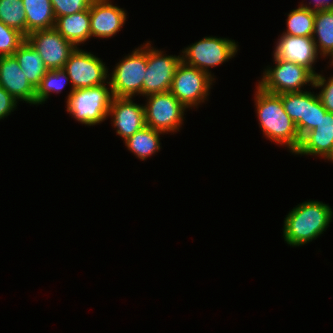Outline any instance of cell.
<instances>
[{"instance_id":"cell-1","label":"cell","mask_w":333,"mask_h":333,"mask_svg":"<svg viewBox=\"0 0 333 333\" xmlns=\"http://www.w3.org/2000/svg\"><path fill=\"white\" fill-rule=\"evenodd\" d=\"M255 105L259 125L270 141L285 145L290 152L295 153L300 144L295 123L287 115L282 104V94H272L257 85Z\"/></svg>"},{"instance_id":"cell-2","label":"cell","mask_w":333,"mask_h":333,"mask_svg":"<svg viewBox=\"0 0 333 333\" xmlns=\"http://www.w3.org/2000/svg\"><path fill=\"white\" fill-rule=\"evenodd\" d=\"M333 212L328 204L305 201L286 215L283 236L290 246L305 245L318 238L332 221Z\"/></svg>"},{"instance_id":"cell-3","label":"cell","mask_w":333,"mask_h":333,"mask_svg":"<svg viewBox=\"0 0 333 333\" xmlns=\"http://www.w3.org/2000/svg\"><path fill=\"white\" fill-rule=\"evenodd\" d=\"M112 89L106 84L75 89L67 96V112L82 124L93 126L109 116L113 99Z\"/></svg>"},{"instance_id":"cell-4","label":"cell","mask_w":333,"mask_h":333,"mask_svg":"<svg viewBox=\"0 0 333 333\" xmlns=\"http://www.w3.org/2000/svg\"><path fill=\"white\" fill-rule=\"evenodd\" d=\"M109 84L114 97L142 95L143 78L147 66V44L132 51L116 64Z\"/></svg>"},{"instance_id":"cell-5","label":"cell","mask_w":333,"mask_h":333,"mask_svg":"<svg viewBox=\"0 0 333 333\" xmlns=\"http://www.w3.org/2000/svg\"><path fill=\"white\" fill-rule=\"evenodd\" d=\"M237 49L238 45L233 40L209 36L184 48L181 60L212 76L208 68L228 62L235 56Z\"/></svg>"},{"instance_id":"cell-6","label":"cell","mask_w":333,"mask_h":333,"mask_svg":"<svg viewBox=\"0 0 333 333\" xmlns=\"http://www.w3.org/2000/svg\"><path fill=\"white\" fill-rule=\"evenodd\" d=\"M213 80L210 74L181 61L175 70L169 91L187 109L198 106L207 99Z\"/></svg>"},{"instance_id":"cell-7","label":"cell","mask_w":333,"mask_h":333,"mask_svg":"<svg viewBox=\"0 0 333 333\" xmlns=\"http://www.w3.org/2000/svg\"><path fill=\"white\" fill-rule=\"evenodd\" d=\"M274 68H267L258 86L272 94L302 92L307 83L313 85L314 75L304 66L274 57Z\"/></svg>"},{"instance_id":"cell-8","label":"cell","mask_w":333,"mask_h":333,"mask_svg":"<svg viewBox=\"0 0 333 333\" xmlns=\"http://www.w3.org/2000/svg\"><path fill=\"white\" fill-rule=\"evenodd\" d=\"M145 124L157 131L177 132L181 128L186 108L170 92L154 93L145 96Z\"/></svg>"},{"instance_id":"cell-9","label":"cell","mask_w":333,"mask_h":333,"mask_svg":"<svg viewBox=\"0 0 333 333\" xmlns=\"http://www.w3.org/2000/svg\"><path fill=\"white\" fill-rule=\"evenodd\" d=\"M63 70L70 79L71 91L105 84L108 69L95 55L78 47L66 61Z\"/></svg>"},{"instance_id":"cell-10","label":"cell","mask_w":333,"mask_h":333,"mask_svg":"<svg viewBox=\"0 0 333 333\" xmlns=\"http://www.w3.org/2000/svg\"><path fill=\"white\" fill-rule=\"evenodd\" d=\"M163 53L147 42V68L143 78L142 96L170 90L175 70L182 60L181 55L166 56Z\"/></svg>"},{"instance_id":"cell-11","label":"cell","mask_w":333,"mask_h":333,"mask_svg":"<svg viewBox=\"0 0 333 333\" xmlns=\"http://www.w3.org/2000/svg\"><path fill=\"white\" fill-rule=\"evenodd\" d=\"M26 41L38 52L48 70L63 69L77 48L55 28L34 31L26 36Z\"/></svg>"},{"instance_id":"cell-12","label":"cell","mask_w":333,"mask_h":333,"mask_svg":"<svg viewBox=\"0 0 333 333\" xmlns=\"http://www.w3.org/2000/svg\"><path fill=\"white\" fill-rule=\"evenodd\" d=\"M273 53L275 58L304 66L314 76L317 75L313 65L319 53L312 36L303 37L282 34Z\"/></svg>"},{"instance_id":"cell-13","label":"cell","mask_w":333,"mask_h":333,"mask_svg":"<svg viewBox=\"0 0 333 333\" xmlns=\"http://www.w3.org/2000/svg\"><path fill=\"white\" fill-rule=\"evenodd\" d=\"M109 115L116 133L124 141L146 126L144 106L133 103L131 97H113Z\"/></svg>"},{"instance_id":"cell-14","label":"cell","mask_w":333,"mask_h":333,"mask_svg":"<svg viewBox=\"0 0 333 333\" xmlns=\"http://www.w3.org/2000/svg\"><path fill=\"white\" fill-rule=\"evenodd\" d=\"M89 9L91 37L111 38L126 22L127 13L109 0H93Z\"/></svg>"},{"instance_id":"cell-15","label":"cell","mask_w":333,"mask_h":333,"mask_svg":"<svg viewBox=\"0 0 333 333\" xmlns=\"http://www.w3.org/2000/svg\"><path fill=\"white\" fill-rule=\"evenodd\" d=\"M0 86L16 100L35 105L36 89L29 83L14 55L0 57Z\"/></svg>"},{"instance_id":"cell-16","label":"cell","mask_w":333,"mask_h":333,"mask_svg":"<svg viewBox=\"0 0 333 333\" xmlns=\"http://www.w3.org/2000/svg\"><path fill=\"white\" fill-rule=\"evenodd\" d=\"M297 155H318L329 160L333 154V113L321 116L316 128L305 133L300 140Z\"/></svg>"},{"instance_id":"cell-17","label":"cell","mask_w":333,"mask_h":333,"mask_svg":"<svg viewBox=\"0 0 333 333\" xmlns=\"http://www.w3.org/2000/svg\"><path fill=\"white\" fill-rule=\"evenodd\" d=\"M54 28L76 47L91 38L90 9L56 17Z\"/></svg>"},{"instance_id":"cell-18","label":"cell","mask_w":333,"mask_h":333,"mask_svg":"<svg viewBox=\"0 0 333 333\" xmlns=\"http://www.w3.org/2000/svg\"><path fill=\"white\" fill-rule=\"evenodd\" d=\"M26 14V36L34 31L52 29L55 26L50 0H22Z\"/></svg>"},{"instance_id":"cell-19","label":"cell","mask_w":333,"mask_h":333,"mask_svg":"<svg viewBox=\"0 0 333 333\" xmlns=\"http://www.w3.org/2000/svg\"><path fill=\"white\" fill-rule=\"evenodd\" d=\"M13 55L29 83L36 89L48 71L38 52L25 40Z\"/></svg>"},{"instance_id":"cell-20","label":"cell","mask_w":333,"mask_h":333,"mask_svg":"<svg viewBox=\"0 0 333 333\" xmlns=\"http://www.w3.org/2000/svg\"><path fill=\"white\" fill-rule=\"evenodd\" d=\"M312 38L318 53L324 58L330 56L333 66V10L315 12Z\"/></svg>"},{"instance_id":"cell-21","label":"cell","mask_w":333,"mask_h":333,"mask_svg":"<svg viewBox=\"0 0 333 333\" xmlns=\"http://www.w3.org/2000/svg\"><path fill=\"white\" fill-rule=\"evenodd\" d=\"M162 133L145 126L124 142L130 152L139 159L146 160L160 150V135Z\"/></svg>"},{"instance_id":"cell-22","label":"cell","mask_w":333,"mask_h":333,"mask_svg":"<svg viewBox=\"0 0 333 333\" xmlns=\"http://www.w3.org/2000/svg\"><path fill=\"white\" fill-rule=\"evenodd\" d=\"M287 30L283 34L291 36H313L315 12L309 9L298 7L288 14Z\"/></svg>"},{"instance_id":"cell-23","label":"cell","mask_w":333,"mask_h":333,"mask_svg":"<svg viewBox=\"0 0 333 333\" xmlns=\"http://www.w3.org/2000/svg\"><path fill=\"white\" fill-rule=\"evenodd\" d=\"M0 21L26 37V14L22 0H0Z\"/></svg>"},{"instance_id":"cell-24","label":"cell","mask_w":333,"mask_h":333,"mask_svg":"<svg viewBox=\"0 0 333 333\" xmlns=\"http://www.w3.org/2000/svg\"><path fill=\"white\" fill-rule=\"evenodd\" d=\"M70 81L63 69L48 70L35 92V105L44 103L51 92L59 93Z\"/></svg>"},{"instance_id":"cell-25","label":"cell","mask_w":333,"mask_h":333,"mask_svg":"<svg viewBox=\"0 0 333 333\" xmlns=\"http://www.w3.org/2000/svg\"><path fill=\"white\" fill-rule=\"evenodd\" d=\"M326 112L318 94L304 91L303 135L315 129L321 116H324Z\"/></svg>"},{"instance_id":"cell-26","label":"cell","mask_w":333,"mask_h":333,"mask_svg":"<svg viewBox=\"0 0 333 333\" xmlns=\"http://www.w3.org/2000/svg\"><path fill=\"white\" fill-rule=\"evenodd\" d=\"M282 104L295 123L300 138L303 136L304 91L282 94Z\"/></svg>"},{"instance_id":"cell-27","label":"cell","mask_w":333,"mask_h":333,"mask_svg":"<svg viewBox=\"0 0 333 333\" xmlns=\"http://www.w3.org/2000/svg\"><path fill=\"white\" fill-rule=\"evenodd\" d=\"M25 40L26 37L21 32L0 21V57L13 55Z\"/></svg>"},{"instance_id":"cell-28","label":"cell","mask_w":333,"mask_h":333,"mask_svg":"<svg viewBox=\"0 0 333 333\" xmlns=\"http://www.w3.org/2000/svg\"><path fill=\"white\" fill-rule=\"evenodd\" d=\"M55 17L71 15L90 8L93 0H50Z\"/></svg>"},{"instance_id":"cell-29","label":"cell","mask_w":333,"mask_h":333,"mask_svg":"<svg viewBox=\"0 0 333 333\" xmlns=\"http://www.w3.org/2000/svg\"><path fill=\"white\" fill-rule=\"evenodd\" d=\"M311 87L322 88L318 97L324 108L333 113V75L326 80L321 74H317Z\"/></svg>"},{"instance_id":"cell-30","label":"cell","mask_w":333,"mask_h":333,"mask_svg":"<svg viewBox=\"0 0 333 333\" xmlns=\"http://www.w3.org/2000/svg\"><path fill=\"white\" fill-rule=\"evenodd\" d=\"M17 102L18 100L0 86V120L10 115V113L16 108Z\"/></svg>"},{"instance_id":"cell-31","label":"cell","mask_w":333,"mask_h":333,"mask_svg":"<svg viewBox=\"0 0 333 333\" xmlns=\"http://www.w3.org/2000/svg\"><path fill=\"white\" fill-rule=\"evenodd\" d=\"M315 3L314 6H307V4L304 5L301 4L300 7L309 9L312 12H319V11H325V10H333V1L331 0H313Z\"/></svg>"},{"instance_id":"cell-32","label":"cell","mask_w":333,"mask_h":333,"mask_svg":"<svg viewBox=\"0 0 333 333\" xmlns=\"http://www.w3.org/2000/svg\"><path fill=\"white\" fill-rule=\"evenodd\" d=\"M331 162H333V154H332V156H331V158L329 159Z\"/></svg>"}]
</instances>
